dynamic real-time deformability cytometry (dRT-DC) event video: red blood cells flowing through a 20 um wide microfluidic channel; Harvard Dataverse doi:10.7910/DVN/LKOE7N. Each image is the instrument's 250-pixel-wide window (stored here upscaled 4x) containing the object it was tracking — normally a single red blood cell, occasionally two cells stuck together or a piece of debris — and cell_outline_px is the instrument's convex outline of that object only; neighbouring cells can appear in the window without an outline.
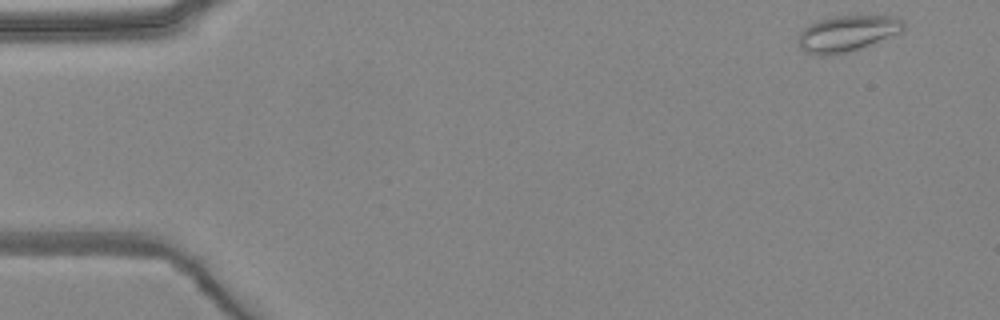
{"species": "common noctule bat (a hibernating species)", "species_latin": "Nyctalus noctula", "temperature_condition": "warm", "stored_images_in_passage": 4, "camera_frame_rate_fps": 3000, "um_per_image_px": 0.085, "animal": {"sex": "female", "body_mass_g": 24.6, "forearm_length_mm": 56.2}, "frame": {"image": 1, "passage_image": 1, "time_ms": 0.0, "image_size_px": [1000, 320], "cell_outline_px": [[904, 28], [900, 32], [848, 52], [832, 56], [820, 56], [804, 52], [800, 48], [800, 32], [808, 24], [832, 16], [896, 16], [904, 20]], "centroid_in_image_um": [71.98, 2.85], "position_along_channel_um": 13.0, "area_um2": 21.91}}